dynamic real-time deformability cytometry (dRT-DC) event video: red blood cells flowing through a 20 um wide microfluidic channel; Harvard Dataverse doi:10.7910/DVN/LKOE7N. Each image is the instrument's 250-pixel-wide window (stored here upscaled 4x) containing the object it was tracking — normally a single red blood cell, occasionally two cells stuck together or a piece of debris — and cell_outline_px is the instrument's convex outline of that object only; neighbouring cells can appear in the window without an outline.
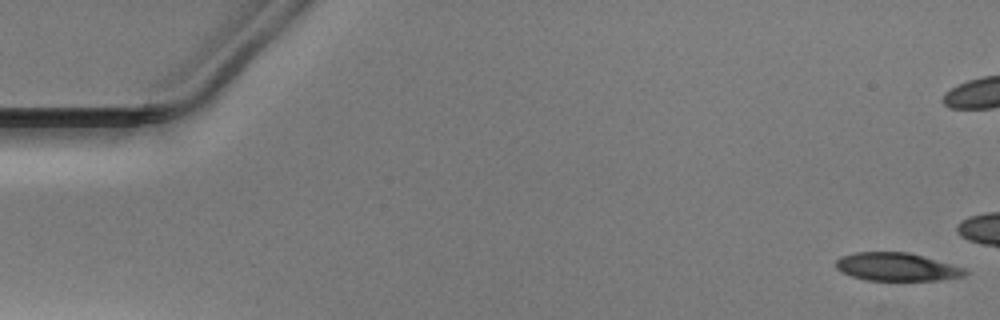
{"species": "Egyptian fruit bat (a non-hibernating species)", "species_latin": "Rousettus aegyptiacus", "temperature_condition": "warm", "stored_images_in_passage": 51, "camera_frame_rate_fps": 3000, "um_per_image_px": 0.085, "animal": {"sex": "male"}, "frame": {"image": 1, "passage_image": 1, "time_ms": 0.0, "image_size_px": [1000, 320], "cell_outline_px": [[968, 272], [964, 276], [940, 280], [864, 280], [840, 272], [836, 268], [836, 260], [840, 256], [856, 252], [908, 252], [964, 268]], "centroid_in_image_um": [76.17, 22.69], "position_along_channel_um": 8.8, "area_um2": 21.04}}
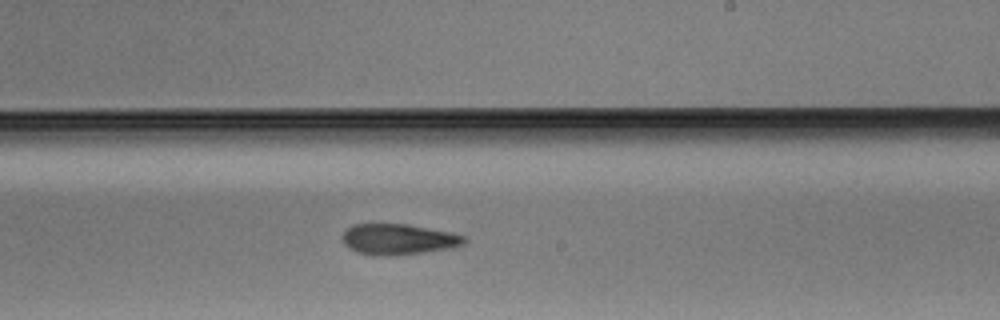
{"frame": {"image": 2, "passage_image": 30, "time_ms": 9.667, "image_size_px": [1000, 320], "cell_outline_px": [[468, 240], [464, 244], [448, 248], [424, 252], [396, 256], [388, 256], [360, 252], [348, 248], [344, 244], [340, 236], [352, 224], [408, 224], [452, 232], [464, 236]], "centroid_in_image_um": [33.86, 20.33], "position_along_channel_um": 255.1, "area_um2": 21.85}}
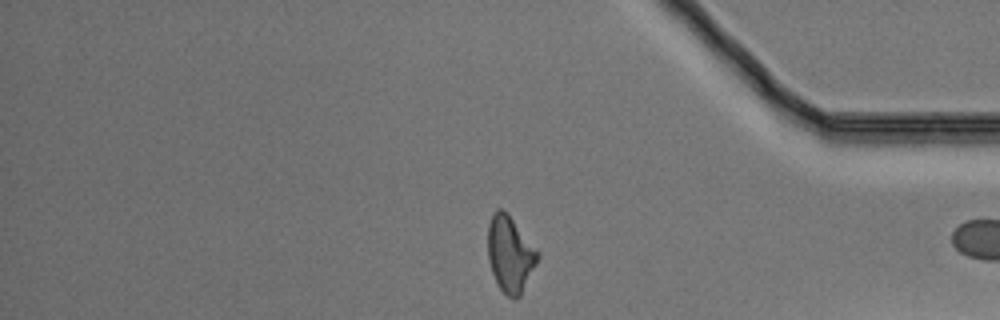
{"frame": {"image": 3, "passage_image": 42, "time_ms": 13.667, "image_size_px": [1000, 320], "cell_outline_px": [[540, 256], [520, 296], [516, 300], [512, 300], [500, 288], [492, 272], [488, 260], [488, 224], [496, 208], [504, 208], [508, 212], [540, 252]], "centroid_in_image_um": [43.37, 21.56], "position_along_channel_um": 391.8, "area_um2": 22.31}}